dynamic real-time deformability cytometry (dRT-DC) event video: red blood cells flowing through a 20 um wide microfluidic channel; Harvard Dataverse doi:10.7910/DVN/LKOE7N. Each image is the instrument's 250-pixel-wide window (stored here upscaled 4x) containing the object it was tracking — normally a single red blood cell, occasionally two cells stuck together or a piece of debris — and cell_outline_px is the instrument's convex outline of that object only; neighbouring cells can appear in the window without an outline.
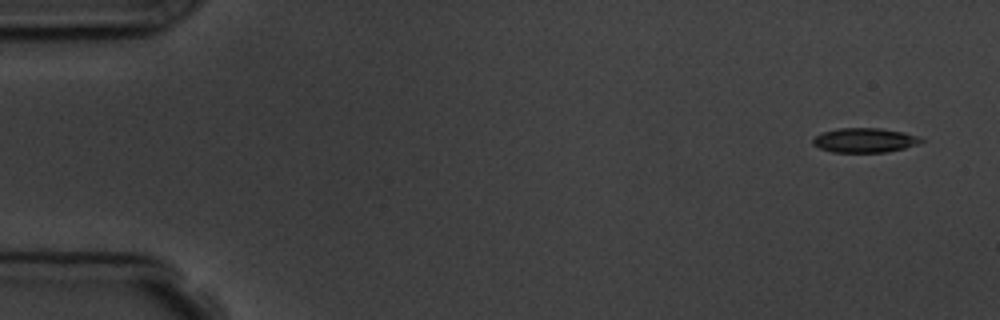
{"species": "common noctule bat (a hibernating species)", "species_latin": "Nyctalus noctula", "temperature_condition": "room temperature", "stored_images_in_passage": 5, "camera_frame_rate_fps": 3000, "um_per_image_px": 0.085, "animal": {"sex": "male", "body_mass_g": 19.5, "forearm_length_mm": 54.6}, "frame": {"image": 1, "passage_image": 1, "time_ms": 0.0, "image_size_px": [1000, 320], "cell_outline_px": [[924, 140], [916, 144], [904, 148], [888, 152], [832, 152], [820, 148], [812, 144], [812, 140], [820, 132], [836, 128], [880, 128], [904, 132], [920, 136]], "centroid_in_image_um": [73.47, 11.91], "position_along_channel_um": 11.5, "area_um2": 15.55}}
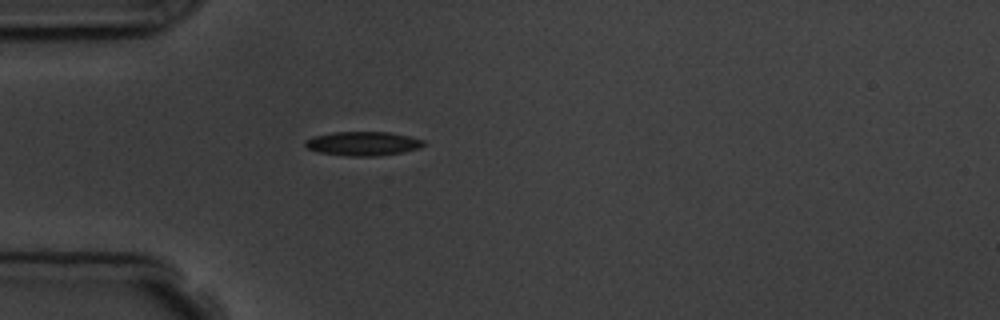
{"frame": {"image": 2, "passage_image": 5, "time_ms": 4.333, "image_size_px": [1000, 320], "cell_outline_px": [[428, 144], [420, 148], [404, 152], [376, 156], [348, 156], [320, 152], [308, 148], [304, 144], [304, 140], [312, 136], [332, 132], [392, 132], [412, 136], [424, 140]], "centroid_in_image_um": [30.91, 12.19], "position_along_channel_um": 54.1, "area_um2": 16.88}}